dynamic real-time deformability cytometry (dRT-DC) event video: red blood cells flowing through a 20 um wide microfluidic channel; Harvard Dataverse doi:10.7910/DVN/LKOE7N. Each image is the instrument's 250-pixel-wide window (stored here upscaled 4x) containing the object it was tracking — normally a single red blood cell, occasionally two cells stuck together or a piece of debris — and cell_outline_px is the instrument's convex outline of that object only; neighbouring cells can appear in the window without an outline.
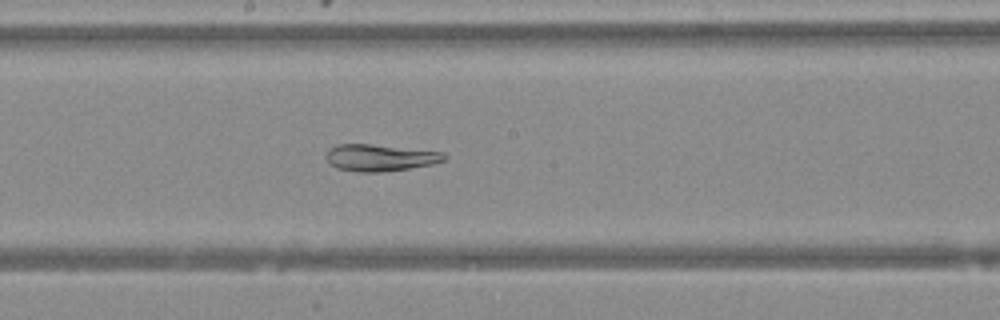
{"species": "Egyptian fruit bat (a non-hibernating species)", "species_latin": "Rousettus aegyptiacus", "temperature_condition": "warm", "stored_images_in_passage": 49, "camera_frame_rate_fps": 3000, "um_per_image_px": 0.085, "animal": {"sex": "female"}, "frame": {"image": 1, "passage_image": 27, "time_ms": 8.667, "image_size_px": [1000, 320], "cell_outline_px": [[448, 156], [444, 160], [432, 164], [408, 168], [380, 172], [360, 172], [336, 168], [328, 164], [324, 156], [328, 148], [336, 144], [368, 144], [444, 152]], "centroid_in_image_um": [32.23, 13.4], "position_along_channel_um": 216.0, "area_um2": 18.5}}
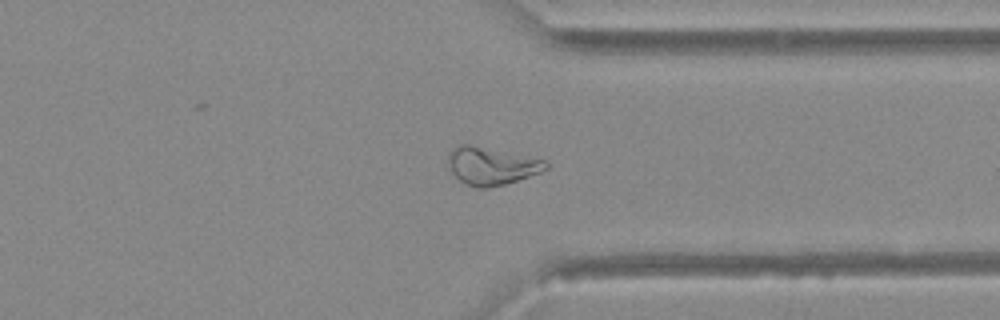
{"frame": {"image": 2, "passage_image": 38, "time_ms": 12.333, "image_size_px": [1000, 320], "cell_outline_px": [[548, 168], [540, 172], [504, 184], [488, 188], [476, 188], [460, 180], [448, 168], [448, 152], [452, 148], [460, 144], [468, 144], [548, 160]], "centroid_in_image_um": [41.75, 14.09], "position_along_channel_um": 369.6, "area_um2": 21.33}}
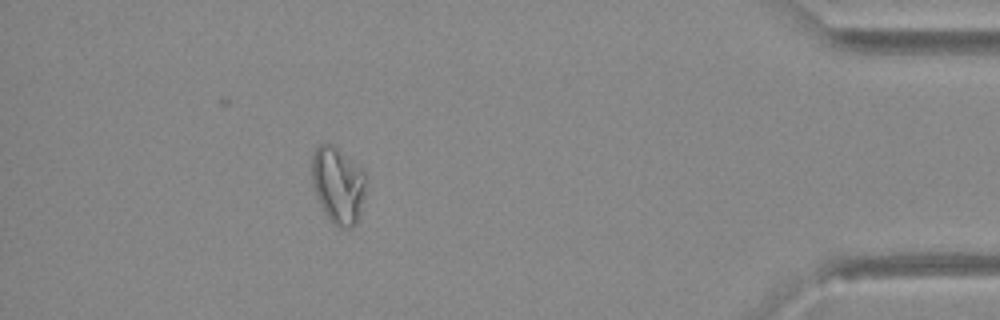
{"frame": {"image": 3, "passage_image": 44, "time_ms": 14.333, "image_size_px": [1000, 320], "cell_outline_px": [[364, 196], [360, 212], [352, 228], [340, 228], [332, 224], [324, 212], [316, 196], [312, 184], [312, 156], [316, 148], [320, 144], [332, 144], [364, 168]], "centroid_in_image_um": [28.72, 15.73], "position_along_channel_um": 406.5, "area_um2": 24.16}}